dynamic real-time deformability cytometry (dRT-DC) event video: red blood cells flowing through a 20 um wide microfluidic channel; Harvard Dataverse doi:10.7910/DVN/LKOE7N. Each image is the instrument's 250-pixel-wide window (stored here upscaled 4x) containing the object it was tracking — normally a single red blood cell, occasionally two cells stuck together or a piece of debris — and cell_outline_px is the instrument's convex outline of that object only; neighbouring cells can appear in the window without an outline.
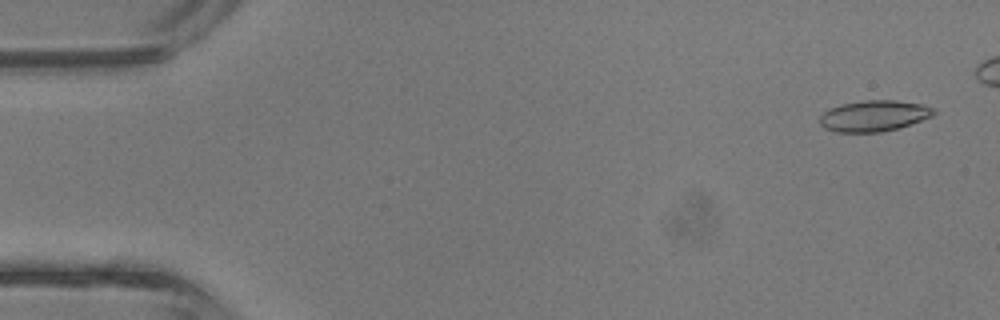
{"species": "common noctule bat (a hibernating species)", "species_latin": "Nyctalus noctula", "temperature_condition": "room temperature", "stored_images_in_passage": 5, "camera_frame_rate_fps": 3000, "um_per_image_px": 0.085, "animal": {"sex": "male", "body_mass_g": 13.3}, "frame": {"image": 1, "passage_image": 1, "time_ms": 0.0, "image_size_px": [1000, 320], "cell_outline_px": [[936, 112], [932, 116], [900, 128], [880, 132], [836, 132], [824, 128], [820, 124], [820, 116], [828, 108], [840, 104], [864, 100], [896, 100], [924, 104], [936, 108]], "centroid_in_image_um": [74.3, 9.84], "position_along_channel_um": 10.7, "area_um2": 20.87}}
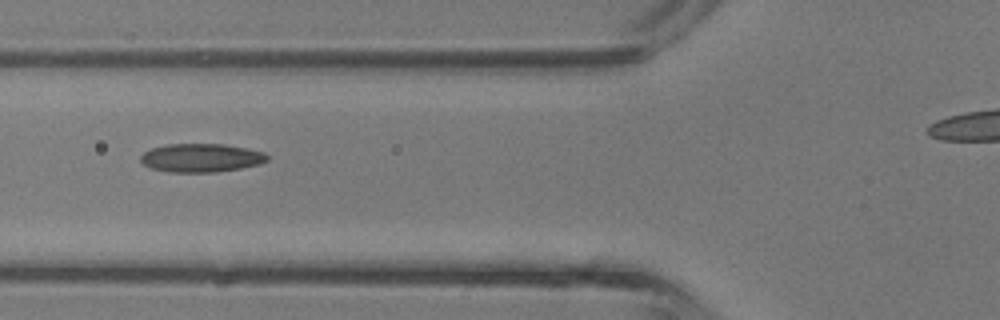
{"frame": {"image": 2, "passage_image": 5, "time_ms": 1.333, "image_size_px": [1000, 320], "cell_outline_px": [[268, 160], [260, 164], [240, 168], [216, 172], [168, 172], [152, 168], [144, 164], [140, 160], [140, 156], [144, 152], [152, 148], [168, 144], [224, 144], [248, 148], [264, 152], [268, 156]], "centroid_in_image_um": [17.11, 13.41], "position_along_channel_um": 108.7, "area_um2": 21.04}}